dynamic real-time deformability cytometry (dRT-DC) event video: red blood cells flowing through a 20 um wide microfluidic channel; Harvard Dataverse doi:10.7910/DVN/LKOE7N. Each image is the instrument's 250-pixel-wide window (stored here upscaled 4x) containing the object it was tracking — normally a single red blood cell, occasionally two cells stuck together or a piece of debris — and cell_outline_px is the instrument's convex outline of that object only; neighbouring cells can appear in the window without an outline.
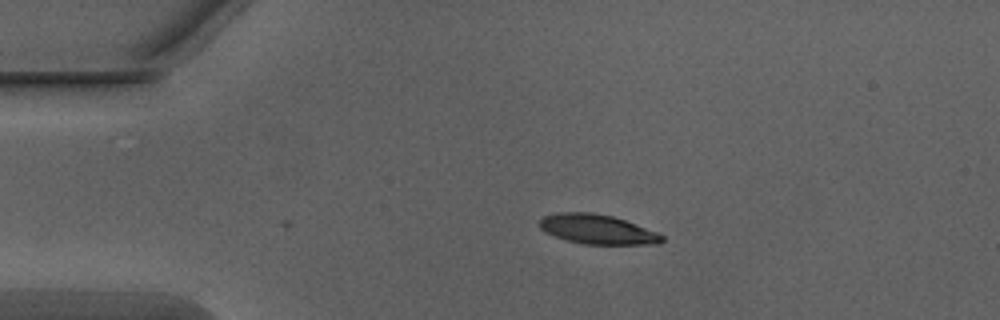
{"species": "Egyptian fruit bat (a non-hibernating species)", "species_latin": "Rousettus aegyptiacus", "temperature_condition": "warm", "stored_images_in_passage": 3, "camera_frame_rate_fps": 3000, "um_per_image_px": 0.085, "animal": {"sex": "male"}, "frame": {"image": 1, "passage_image": 3, "time_ms": 0.667, "image_size_px": [1000, 320], "cell_outline_px": [[664, 240], [660, 244], [584, 244], [568, 240], [556, 236], [540, 228], [540, 220], [544, 216], [560, 212], [592, 212], [612, 216], [636, 224], [656, 232], [664, 236]], "centroid_in_image_um": [50.81, 19.49], "position_along_channel_um": 34.2, "area_um2": 20.81}}